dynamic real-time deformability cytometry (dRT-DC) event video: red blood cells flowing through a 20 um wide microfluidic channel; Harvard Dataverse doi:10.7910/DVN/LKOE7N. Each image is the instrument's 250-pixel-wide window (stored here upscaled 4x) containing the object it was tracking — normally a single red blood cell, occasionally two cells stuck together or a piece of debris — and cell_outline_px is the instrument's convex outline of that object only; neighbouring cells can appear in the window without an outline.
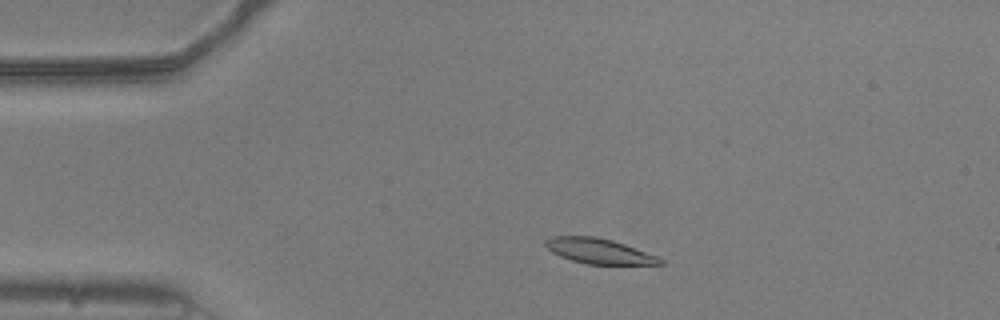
{"species": "common noctule bat (a hibernating species)", "species_latin": "Nyctalus noctula", "temperature_condition": "warm", "stored_images_in_passage": 50, "camera_frame_rate_fps": 3000, "um_per_image_px": 0.085, "animal": {"sex": "male", "body_mass_g": 20.5, "forearm_length_mm": 52.5}, "frame": {"image": 1, "passage_image": 7, "time_ms": 2.0, "image_size_px": [1000, 320], "cell_outline_px": [[664, 264], [588, 264], [572, 260], [560, 256], [552, 252], [544, 244], [544, 240], [552, 236], [596, 236], [612, 240], [660, 256], [664, 260]], "centroid_in_image_um": [50.94, 21.33], "position_along_channel_um": 34.1, "area_um2": 16.88}}
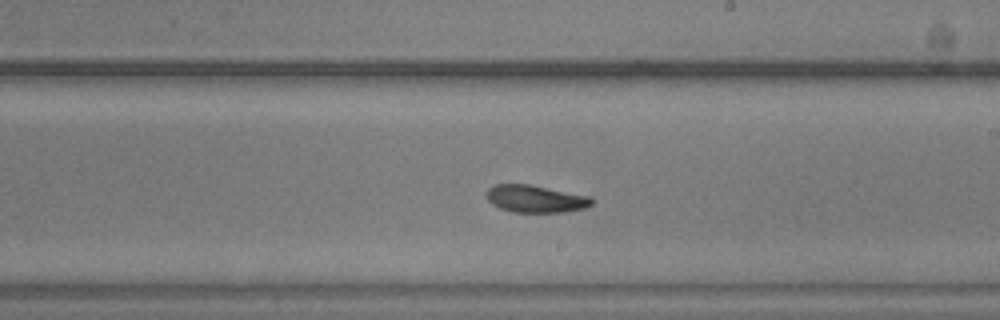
{"frame": {"image": 2, "passage_image": 27, "time_ms": 8.667, "image_size_px": [1000, 320], "cell_outline_px": [[592, 204], [584, 208], [564, 212], [512, 212], [500, 208], [492, 204], [488, 200], [488, 188], [492, 184], [528, 184], [592, 196]], "centroid_in_image_um": [45.53, 16.89], "position_along_channel_um": 243.5, "area_um2": 16.76}}
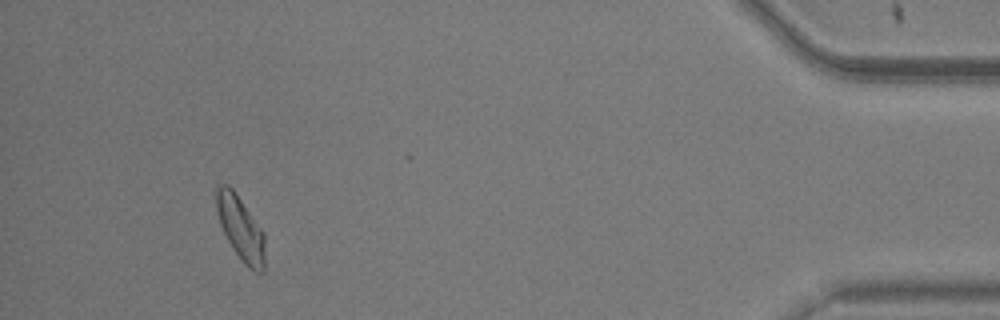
{"frame": {"image": 3, "passage_image": 46, "time_ms": 15.0, "image_size_px": [1000, 320], "cell_outline_px": [[264, 272], [256, 272], [248, 268], [244, 264], [232, 248], [220, 224], [216, 208], [216, 188], [220, 184], [228, 184], [232, 188], [264, 232]], "centroid_in_image_um": [20.45, 19.41], "position_along_channel_um": 414.8, "area_um2": 17.98}, "authors_computed_cell_mechanics": {"area_um2": 17.4267, "velocity_mm_per_s": 3.7549, "shape_relaxation_time_tau1_ms": 3.4769, "shape_relaxation_time_tau2_ms": null, "deformation_change_tau1": 0.119, "deformation_change_tau2": null}}